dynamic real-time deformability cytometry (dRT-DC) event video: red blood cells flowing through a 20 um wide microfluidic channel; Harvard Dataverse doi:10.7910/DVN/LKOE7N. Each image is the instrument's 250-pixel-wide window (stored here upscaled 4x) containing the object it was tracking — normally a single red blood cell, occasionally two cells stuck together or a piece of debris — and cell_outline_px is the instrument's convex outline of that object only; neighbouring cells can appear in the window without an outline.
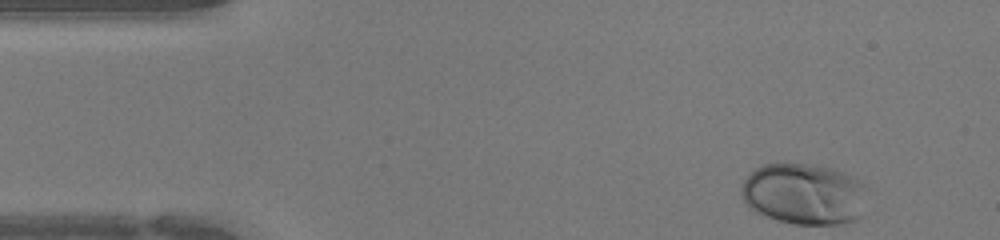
{"species": "human", "species_latin": "Homo sapiens", "temperature_condition": "warm", "stored_images_in_passage": 35, "camera_frame_rate_fps": 3000, "um_per_image_px": 0.085, "donor": {"sex": "female"}, "frame": {"image": 1, "passage_image": 1, "time_ms": 0.0, "image_size_px": [1000, 240], "cell_outline_px": [[872, 188], [864, 216], [856, 220], [844, 224], [796, 224], [776, 220], [756, 212], [748, 208], [740, 192], [740, 188], [744, 180], [756, 168], [764, 164], [784, 160], [836, 168], [852, 176]], "centroid_in_image_um": [68.45, 16.46], "position_along_channel_um": 16.6, "area_um2": 46.99}}
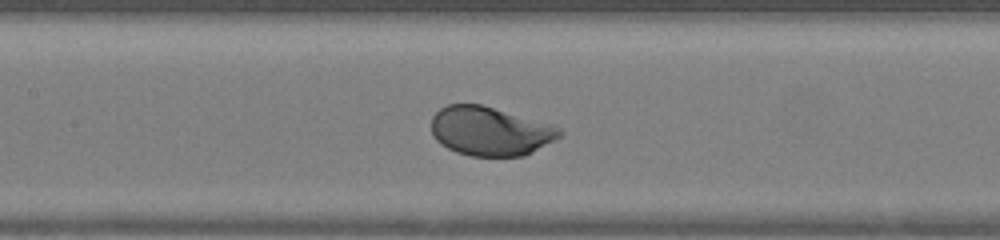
{"frame": {"image": 2, "passage_image": 17, "time_ms": 5.333, "image_size_px": [1000, 240], "cell_outline_px": [[564, 132], [560, 136], [532, 152], [524, 156], [472, 156], [456, 152], [440, 144], [436, 140], [432, 132], [432, 116], [440, 108], [448, 104], [480, 104], [560, 128]], "centroid_in_image_um": [41.6, 11.16], "position_along_channel_um": 165.8, "area_um2": 36.01}}
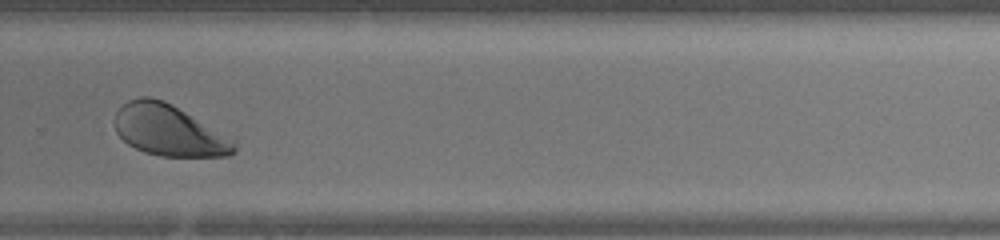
{"frame": {"image": 3, "passage_image": 27, "time_ms": 8.667, "image_size_px": [1000, 240], "cell_outline_px": [[236, 152], [232, 156], [160, 156], [144, 152], [128, 144], [116, 132], [116, 112], [128, 100], [140, 96], [152, 96], [184, 112], [236, 144]], "centroid_in_image_um": [14.28, 11.11], "position_along_channel_um": 315.5, "area_um2": 34.33}}